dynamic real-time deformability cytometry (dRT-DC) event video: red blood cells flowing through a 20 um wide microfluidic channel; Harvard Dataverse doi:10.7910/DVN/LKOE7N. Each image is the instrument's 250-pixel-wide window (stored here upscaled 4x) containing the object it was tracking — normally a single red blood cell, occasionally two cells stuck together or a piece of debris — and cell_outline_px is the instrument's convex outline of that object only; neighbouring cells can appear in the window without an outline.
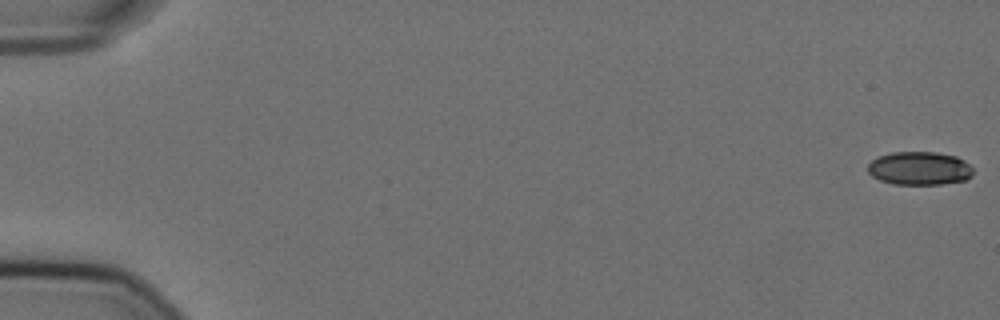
{"species": "Egyptian fruit bat (a non-hibernating species)", "species_latin": "Rousettus aegyptiacus", "temperature_condition": "cold", "stored_images_in_passage": 57, "camera_frame_rate_fps": 3000, "um_per_image_px": 0.085, "animal": {"sex": "female"}, "frame": {"image": 1, "passage_image": 1, "time_ms": 0.0, "image_size_px": [1000, 320], "cell_outline_px": [[972, 176], [964, 180], [940, 184], [892, 184], [880, 180], [872, 176], [868, 172], [868, 164], [872, 160], [880, 156], [892, 152], [936, 152], [956, 156], [964, 160], [972, 168]], "centroid_in_image_um": [78.15, 14.3], "position_along_channel_um": 6.9, "area_um2": 20.4}}
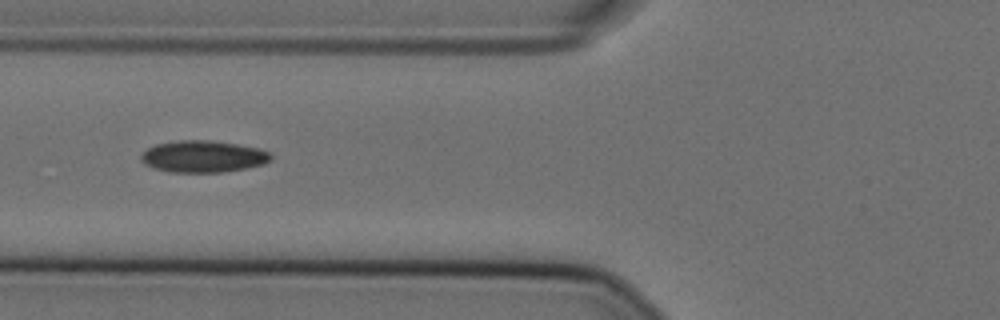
{"frame": {"image": 2, "passage_image": 23, "time_ms": 7.333, "image_size_px": [1000, 320], "cell_outline_px": [[272, 160], [264, 164], [244, 168], [220, 172], [168, 172], [152, 168], [144, 164], [140, 160], [140, 156], [148, 148], [156, 144], [180, 140], [208, 140], [236, 144], [256, 148], [268, 152], [272, 156]], "centroid_in_image_um": [17.22, 13.31], "position_along_channel_um": 108.6, "area_um2": 23.93}}
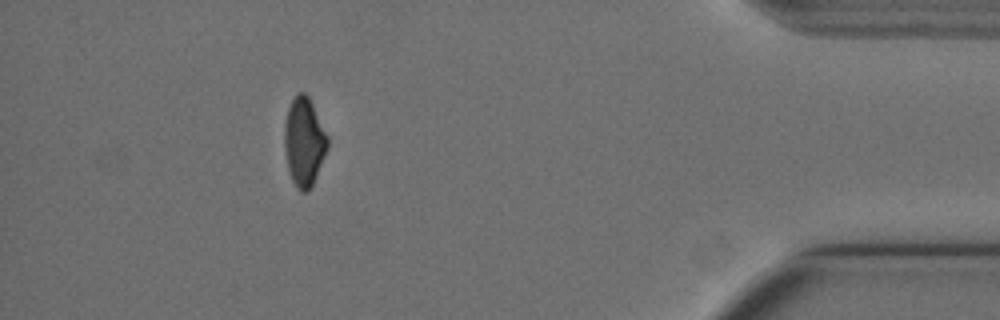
{"frame": {"image": 3, "passage_image": 52, "time_ms": 17.0, "image_size_px": [1000, 320], "cell_outline_px": [[328, 148], [316, 176], [308, 192], [300, 192], [296, 188], [292, 180], [288, 168], [284, 148], [284, 124], [288, 108], [296, 92], [304, 92], [308, 96], [328, 136]], "centroid_in_image_um": [25.83, 12.06], "position_along_channel_um": 409.4, "area_um2": 22.25}, "authors_computed_cell_mechanics": {"area_um2": 23.12, "velocity_mm_per_s": 3.6036, "shape_relaxation_time_tau1_ms": 8.1812, "shape_relaxation_time_tau2_ms": 7.4878, "deformation_change_tau1": 0.1756, "deformation_change_tau2": 0.1218}}